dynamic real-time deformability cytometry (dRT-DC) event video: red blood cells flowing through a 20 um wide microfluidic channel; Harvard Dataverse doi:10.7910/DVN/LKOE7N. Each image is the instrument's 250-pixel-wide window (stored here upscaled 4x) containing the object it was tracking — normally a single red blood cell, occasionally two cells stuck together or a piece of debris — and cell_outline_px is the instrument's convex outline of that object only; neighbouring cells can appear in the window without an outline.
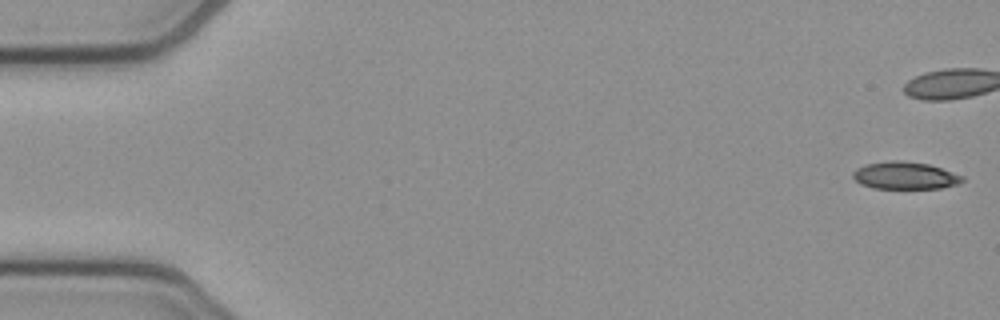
{"species": "common noctule bat (a hibernating species)", "species_latin": "Nyctalus noctula", "temperature_condition": "cold", "stored_images_in_passage": 41, "camera_frame_rate_fps": 3000, "um_per_image_px": 0.085, "animal": {"sex": "female", "body_mass_g": 21.9}, "frame": {"image": 1, "passage_image": 1, "time_ms": 0.0, "image_size_px": [1000, 320], "cell_outline_px": [[964, 180], [960, 184], [940, 188], [872, 188], [860, 184], [852, 176], [852, 172], [856, 168], [864, 164], [892, 160], [904, 160], [928, 164], [964, 176]], "centroid_in_image_um": [76.91, 14.91], "position_along_channel_um": 8.1, "area_um2": 17.57}}